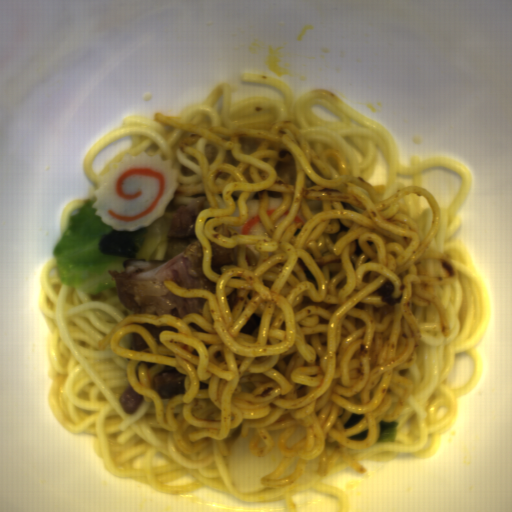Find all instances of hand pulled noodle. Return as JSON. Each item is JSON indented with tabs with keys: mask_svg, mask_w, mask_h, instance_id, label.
<instances>
[{
	"mask_svg": "<svg viewBox=\"0 0 512 512\" xmlns=\"http://www.w3.org/2000/svg\"><path fill=\"white\" fill-rule=\"evenodd\" d=\"M186 133L179 128L162 123L150 117H130L124 120V126L109 131L98 138L88 149L83 161V173L98 185L101 178L108 174L111 167L120 162L124 155L136 156L142 152L158 155L173 162L176 171L177 186L174 190L170 209H178L190 202L205 201L208 197L207 181L197 170V161L182 149ZM131 138L130 147L110 161L102 172L95 173L91 160L113 140Z\"/></svg>",
	"mask_w": 512,
	"mask_h": 512,
	"instance_id": "obj_3",
	"label": "hand pulled noodle"
},
{
	"mask_svg": "<svg viewBox=\"0 0 512 512\" xmlns=\"http://www.w3.org/2000/svg\"><path fill=\"white\" fill-rule=\"evenodd\" d=\"M37 306L49 322L46 400L51 413L72 435L92 437L110 475L167 496L209 489L244 503H283L288 512H299L297 493L308 490L339 501L338 512H349L348 491L327 479L351 467L346 460L323 478L315 463L307 462L296 482L268 486L262 480L280 463L281 452L259 456L245 438H236L228 454L209 443L195 453H181L158 426L150 403L140 398L137 411L125 412L120 395L128 389V359L98 346L112 326L131 314L114 288L73 290L57 275L54 256L41 269Z\"/></svg>",
	"mask_w": 512,
	"mask_h": 512,
	"instance_id": "obj_2",
	"label": "hand pulled noodle"
},
{
	"mask_svg": "<svg viewBox=\"0 0 512 512\" xmlns=\"http://www.w3.org/2000/svg\"><path fill=\"white\" fill-rule=\"evenodd\" d=\"M88 201L72 202L62 209L61 223H62V236L67 232L72 217L79 211V209Z\"/></svg>",
	"mask_w": 512,
	"mask_h": 512,
	"instance_id": "obj_4",
	"label": "hand pulled noodle"
},
{
	"mask_svg": "<svg viewBox=\"0 0 512 512\" xmlns=\"http://www.w3.org/2000/svg\"><path fill=\"white\" fill-rule=\"evenodd\" d=\"M243 82H256L277 90L280 99L246 96L233 101L230 84L221 80L208 97L193 104L178 120L196 126H253L279 120L293 122L308 138L344 160L352 175L380 191L420 187L432 192L439 206V229L432 244L437 254L450 257L458 273L442 287L440 295L451 336L443 337L434 307L414 313L422 333L416 364L410 370L412 394L395 420L393 443L375 441L371 446L349 450L357 462L391 461L402 454L418 461L436 455L442 437L454 427L460 400L483 375L480 344L490 324L487 286L462 236L460 212L470 196L472 178L466 167L447 156L414 158L403 165L390 129L364 116L339 98L322 90L294 95L275 77L246 73ZM452 169L457 187L444 205L422 185L421 170ZM474 362L468 384L452 389L449 380L458 354Z\"/></svg>",
	"mask_w": 512,
	"mask_h": 512,
	"instance_id": "obj_1",
	"label": "hand pulled noodle"
}]
</instances>
